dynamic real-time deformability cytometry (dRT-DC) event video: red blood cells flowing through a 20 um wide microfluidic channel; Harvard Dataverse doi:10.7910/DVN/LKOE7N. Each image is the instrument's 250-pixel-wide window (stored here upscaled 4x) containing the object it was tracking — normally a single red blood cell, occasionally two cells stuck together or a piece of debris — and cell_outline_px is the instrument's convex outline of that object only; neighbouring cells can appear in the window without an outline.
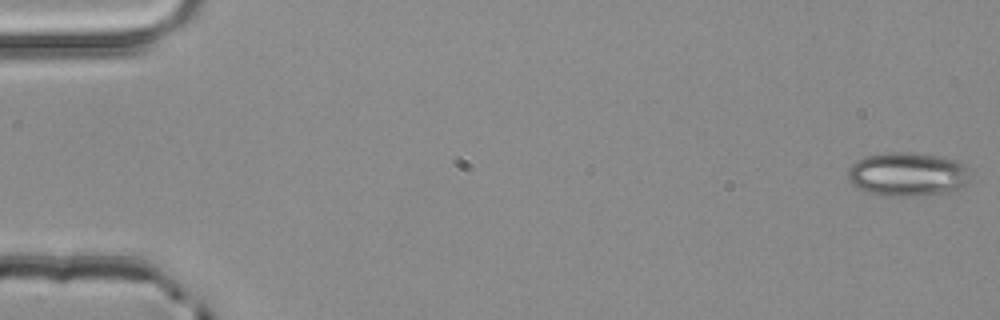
{"species": "common noctule bat (a hibernating species)", "species_latin": "Nyctalus noctula", "temperature_condition": "room temperature", "stored_images_in_passage": 5, "camera_frame_rate_fps": 3000, "um_per_image_px": 0.085, "animal": {"sex": "male", "body_mass_g": 20.4}, "frame": {"image": 1, "passage_image": 1, "time_ms": 0.0, "image_size_px": [1000, 320], "cell_outline_px": [[968, 184], [964, 188], [956, 192], [924, 196], [880, 196], [868, 192], [852, 184], [848, 180], [848, 168], [856, 160], [868, 156], [888, 152], [912, 152], [944, 156], [956, 160], [964, 164], [968, 180]], "centroid_in_image_um": [77.18, 14.83], "position_along_channel_um": 7.8, "area_um2": 31.91}}